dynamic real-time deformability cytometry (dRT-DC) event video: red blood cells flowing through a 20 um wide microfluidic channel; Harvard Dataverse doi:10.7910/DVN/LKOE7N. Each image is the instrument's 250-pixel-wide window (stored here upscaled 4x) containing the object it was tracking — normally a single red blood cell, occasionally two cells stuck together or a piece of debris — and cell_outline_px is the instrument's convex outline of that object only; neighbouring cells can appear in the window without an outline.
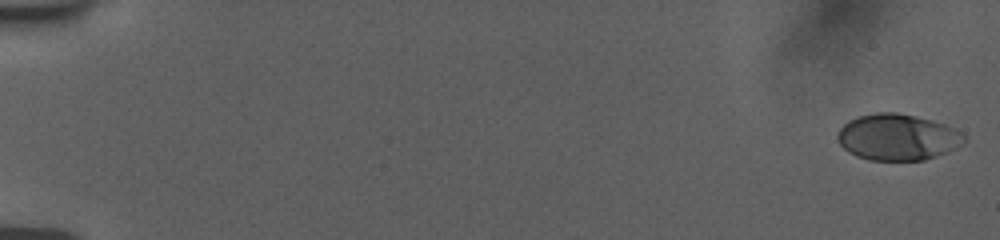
{"species": "human", "species_latin": "Homo sapiens", "temperature_condition": "room temperature", "stored_images_in_passage": 56, "camera_frame_rate_fps": 3000, "um_per_image_px": 0.085, "donor": {"sex": "female"}, "frame": {"image": 1, "passage_image": 1, "time_ms": 0.0, "image_size_px": [1000, 240], "cell_outline_px": [[968, 140], [964, 144], [948, 152], [924, 160], [868, 160], [856, 156], [848, 152], [840, 144], [836, 136], [840, 128], [848, 120], [860, 116], [876, 112], [896, 112], [916, 116], [932, 120], [956, 128]], "centroid_in_image_um": [76.31, 11.66], "position_along_channel_um": 8.7, "area_um2": 34.39}}
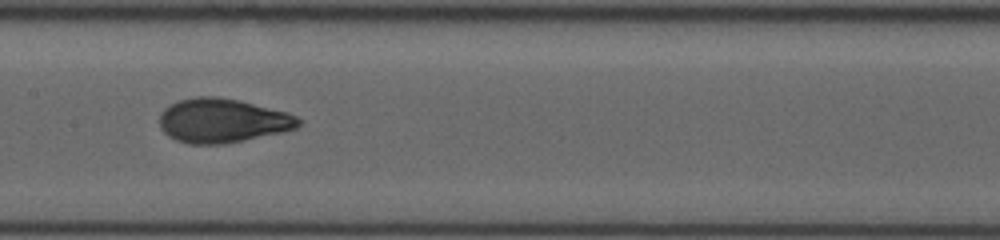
{"frame": {"image": 2, "passage_image": 30, "time_ms": 9.667, "image_size_px": [1000, 240], "cell_outline_px": [[300, 124], [296, 128], [288, 132], [224, 144], [188, 144], [176, 140], [168, 136], [160, 128], [160, 112], [168, 104], [176, 100], [196, 96], [216, 96], [240, 100], [288, 112], [296, 116], [300, 120]], "centroid_in_image_um": [18.91, 10.25], "position_along_channel_um": 188.5, "area_um2": 36.41}}
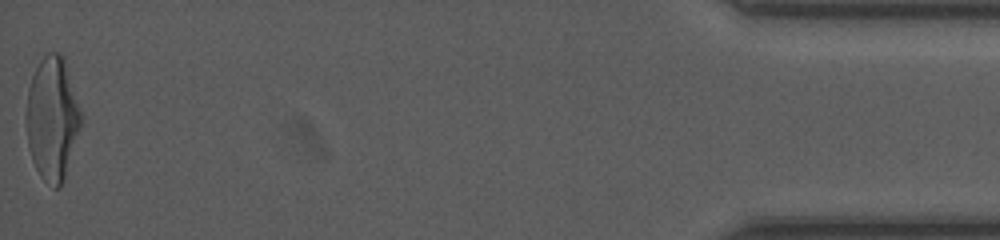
{"frame": {"image": 3, "passage_image": 56, "time_ms": 18.333, "image_size_px": [1000, 240], "cell_outline_px": [[80, 128], [64, 180], [60, 188], [56, 188], [44, 180], [40, 176], [32, 160], [28, 144], [24, 120], [28, 88], [32, 76], [40, 60], [48, 52], [60, 52], [64, 56], [80, 108]], "centroid_in_image_um": [4.42, 10.06], "position_along_channel_um": 430.8, "area_um2": 39.48}, "authors_computed_cell_mechanics": {"area_um2": 34.9979, "velocity_mm_per_s": 3.7755, "shape_relaxation_time_tau1_ms": 4.4778, "shape_relaxation_time_tau2_ms": 0.8659, "deformation_change_tau1": 0.1689, "deformation_change_tau2": 0.0581}}